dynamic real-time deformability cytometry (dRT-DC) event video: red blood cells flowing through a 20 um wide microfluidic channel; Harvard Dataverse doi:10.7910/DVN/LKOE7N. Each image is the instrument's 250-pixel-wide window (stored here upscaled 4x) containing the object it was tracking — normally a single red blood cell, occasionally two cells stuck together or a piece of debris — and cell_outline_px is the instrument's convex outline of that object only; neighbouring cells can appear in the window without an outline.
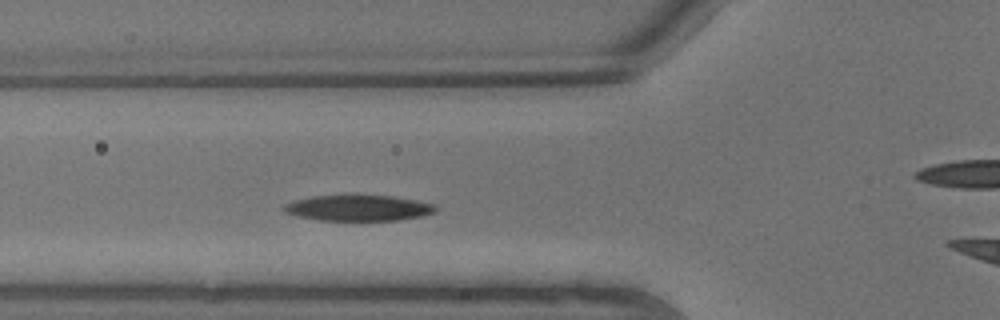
{"species": "common noctule bat (a hibernating species)", "species_latin": "Nyctalus noctula", "temperature_condition": "warm", "stored_images_in_passage": 6, "segment_of_instrument_passage": [1, 2], "camera_frame_rate_fps": 3000, "um_per_image_px": 0.085, "animal": {"sex": "male", "body_mass_g": 13.3}, "frame": {"image": 1, "passage_image": 5, "time_ms": 1.333, "image_size_px": [1000, 320], "cell_outline_px": [[436, 212], [424, 216], [396, 220], [320, 220], [300, 216], [284, 212], [280, 208], [284, 204], [296, 200], [312, 196], [392, 196], [436, 204]], "centroid_in_image_um": [30.48, 17.68], "position_along_channel_um": 95.3, "area_um2": 22.54}}